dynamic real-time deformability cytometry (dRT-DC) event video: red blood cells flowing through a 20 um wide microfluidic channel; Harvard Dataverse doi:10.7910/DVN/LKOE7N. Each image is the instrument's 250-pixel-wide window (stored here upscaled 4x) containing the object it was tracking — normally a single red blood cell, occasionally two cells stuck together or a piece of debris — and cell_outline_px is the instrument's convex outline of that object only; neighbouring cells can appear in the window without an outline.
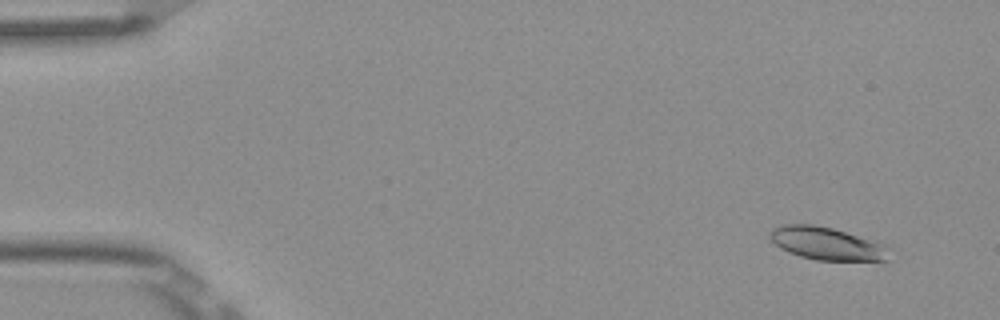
{"species": "Egyptian fruit bat (a non-hibernating species)", "species_latin": "Rousettus aegyptiacus", "temperature_condition": "room temperature", "stored_images_in_passage": 4, "camera_frame_rate_fps": 3000, "um_per_image_px": 0.085, "frame": {"image": 1, "passage_image": 1, "time_ms": 0.0, "image_size_px": [1000, 320], "cell_outline_px": [[892, 260], [816, 260], [800, 256], [788, 252], [780, 248], [768, 236], [768, 232], [772, 228], [784, 224], [812, 224], [832, 228], [884, 244]], "centroid_in_image_um": [70.23, 20.7], "position_along_channel_um": 14.8, "area_um2": 22.6}}
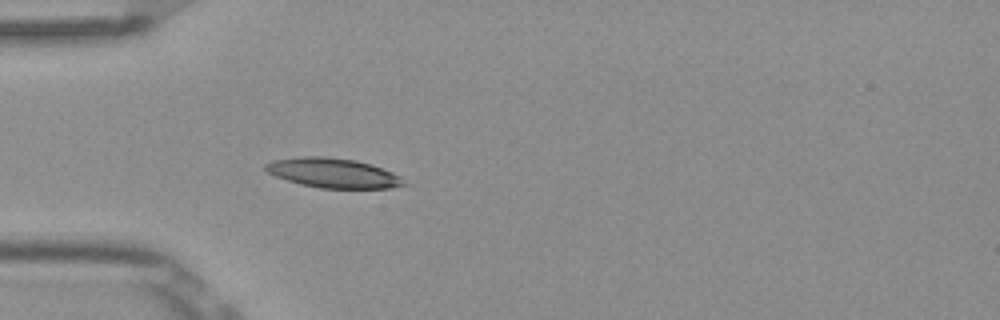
{"frame": {"image": 2, "passage_image": 4, "time_ms": 1.0, "image_size_px": [1000, 320], "cell_outline_px": [[408, 184], [392, 188], [320, 188], [300, 184], [276, 176], [268, 172], [264, 168], [264, 164], [272, 160], [304, 156], [324, 156], [356, 160], [372, 164], [392, 172], [400, 176]], "centroid_in_image_um": [28.33, 14.7], "position_along_channel_um": 56.7, "area_um2": 23.93}}